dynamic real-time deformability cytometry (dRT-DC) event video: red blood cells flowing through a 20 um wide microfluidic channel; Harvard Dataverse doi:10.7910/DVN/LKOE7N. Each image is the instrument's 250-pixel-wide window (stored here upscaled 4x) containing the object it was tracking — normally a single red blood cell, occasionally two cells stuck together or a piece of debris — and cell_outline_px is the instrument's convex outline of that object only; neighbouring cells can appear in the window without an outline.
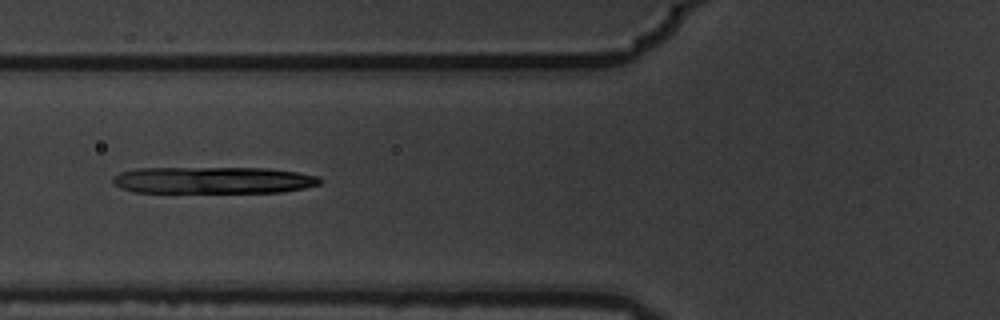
{"species": "common noctule bat (a hibernating species)", "species_latin": "Nyctalus noctula", "temperature_condition": "warm", "stored_images_in_passage": 8, "camera_frame_rate_fps": 3000, "um_per_image_px": 0.085, "animal": {"sex": "male", "body_mass_g": 19.5, "forearm_length_mm": 54.6}, "frame": {"image": 1, "passage_image": 6, "time_ms": 1.667, "image_size_px": [1000, 320], "cell_outline_px": [[320, 184], [304, 188], [280, 192], [136, 192], [120, 188], [112, 180], [112, 176], [120, 172], [136, 168], [268, 168], [296, 172], [320, 176]], "centroid_in_image_um": [18.1, 15.31], "position_along_channel_um": 107.7, "area_um2": 32.31}}
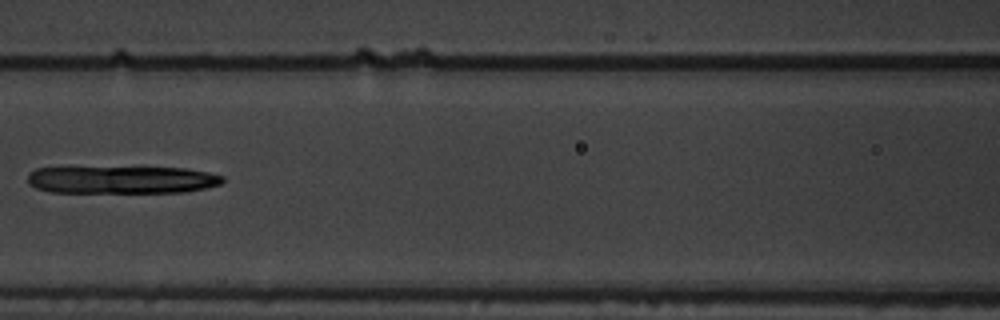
{"frame": {"image": 2, "passage_image": 7, "time_ms": 2.0, "image_size_px": [1000, 320], "cell_outline_px": [[224, 180], [220, 184], [204, 188], [184, 192], [52, 192], [36, 188], [28, 184], [28, 176], [36, 168], [184, 168], [208, 172], [224, 176]], "centroid_in_image_um": [10.37, 15.29], "position_along_channel_um": 156.2, "area_um2": 30.87}}
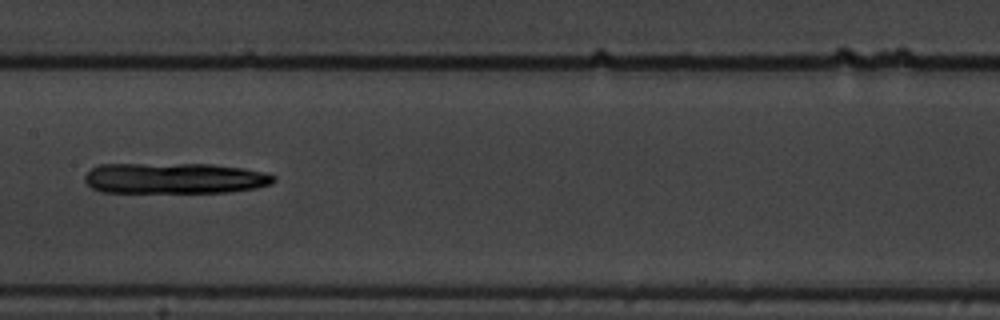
{"frame": {"image": 3, "passage_image": 8, "time_ms": 2.333, "image_size_px": [1000, 320], "cell_outline_px": [[276, 180], [272, 184], [256, 188], [228, 192], [100, 192], [92, 188], [84, 180], [84, 176], [92, 168], [100, 164], [212, 164], [244, 168], [268, 172], [276, 176]], "centroid_in_image_um": [14.89, 15.15], "position_along_channel_um": 192.5, "area_um2": 34.22}}